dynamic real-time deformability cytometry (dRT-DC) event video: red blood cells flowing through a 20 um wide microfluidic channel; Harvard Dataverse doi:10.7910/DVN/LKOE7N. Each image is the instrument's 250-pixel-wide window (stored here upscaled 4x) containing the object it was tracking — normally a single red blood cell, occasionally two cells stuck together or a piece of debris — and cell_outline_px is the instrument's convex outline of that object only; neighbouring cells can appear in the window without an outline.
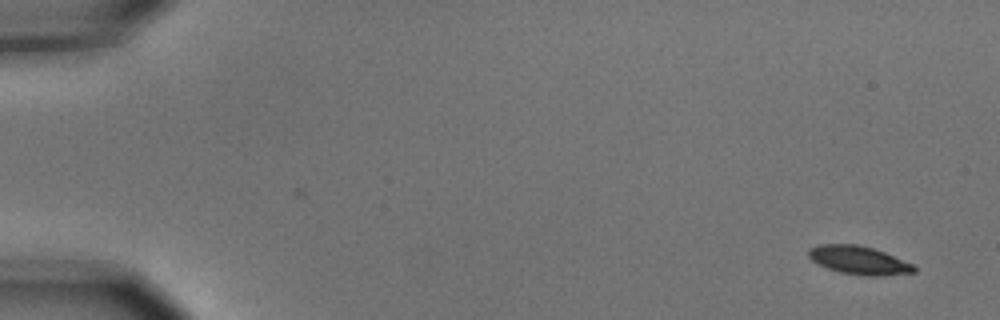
{"species": "common noctule bat (a hibernating species)", "species_latin": "Nyctalus noctula", "temperature_condition": "cold", "stored_images_in_passage": 2, "camera_frame_rate_fps": 3000, "um_per_image_px": 0.085, "animal": {"sex": "male", "body_mass_g": 15.6}, "frame": {"image": 1, "passage_image": 2, "time_ms": 0.333, "image_size_px": [1000, 320], "cell_outline_px": [[916, 272], [884, 276], [864, 276], [840, 272], [828, 268], [812, 260], [808, 256], [808, 248], [820, 244], [856, 244], [872, 248], [884, 252], [912, 264], [916, 268]], "centroid_in_image_um": [73.0, 22.12], "position_along_channel_um": 12.0, "area_um2": 17.34}}